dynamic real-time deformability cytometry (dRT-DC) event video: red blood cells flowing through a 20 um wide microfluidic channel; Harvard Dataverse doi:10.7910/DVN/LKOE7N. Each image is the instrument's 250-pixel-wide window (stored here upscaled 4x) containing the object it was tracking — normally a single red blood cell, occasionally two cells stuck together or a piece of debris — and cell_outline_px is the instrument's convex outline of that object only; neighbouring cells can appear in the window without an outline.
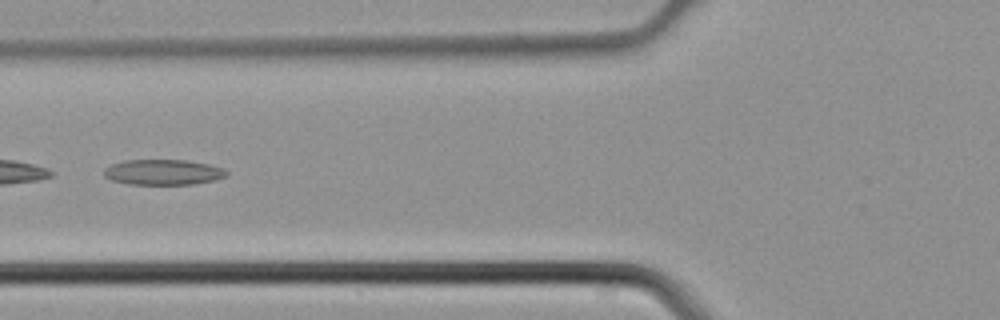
{"species": "common noctule bat (a hibernating species)", "species_latin": "Nyctalus noctula", "temperature_condition": "cold", "stored_images_in_passage": 3, "camera_frame_rate_fps": 3000, "um_per_image_px": 0.085, "animal": {"sex": "male", "body_mass_g": 21.5, "forearm_length_mm": 52.0}, "frame": {"image": 1, "passage_image": 3, "time_ms": 0.667, "image_size_px": [1000, 320], "cell_outline_px": [[228, 176], [216, 180], [196, 184], [128, 184], [112, 180], [104, 176], [104, 168], [108, 164], [124, 160], [188, 160], [208, 164], [224, 168], [228, 172]], "centroid_in_image_um": [13.88, 14.63], "position_along_channel_um": 111.9, "area_um2": 18.44}}